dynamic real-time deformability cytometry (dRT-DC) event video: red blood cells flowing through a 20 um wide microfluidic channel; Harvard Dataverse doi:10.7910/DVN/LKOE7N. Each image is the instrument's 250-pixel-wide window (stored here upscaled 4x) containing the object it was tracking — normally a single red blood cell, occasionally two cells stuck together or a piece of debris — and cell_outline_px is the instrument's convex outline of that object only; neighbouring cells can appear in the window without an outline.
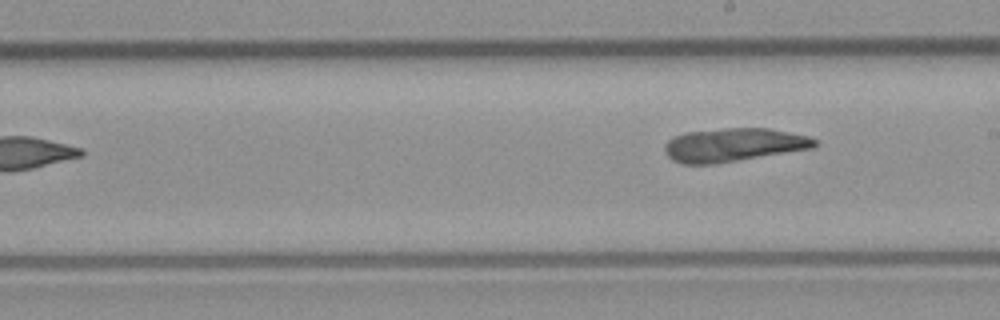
{"species": "common noctule bat (a hibernating species)", "species_latin": "Nyctalus noctula", "temperature_condition": "room temperature", "stored_images_in_passage": 8, "camera_frame_rate_fps": 3000, "um_per_image_px": 0.085, "animal": {"sex": "male", "body_mass_g": 23.1, "forearm_length_mm": 52.7}, "frame": {"image": 1, "passage_image": 8, "time_ms": 2.333, "image_size_px": [1000, 320], "cell_outline_px": [[816, 144], [812, 148], [716, 164], [680, 164], [672, 160], [664, 152], [664, 148], [668, 140], [672, 136], [684, 132], [724, 128], [768, 128], [808, 136], [816, 140]], "centroid_in_image_um": [62.28, 12.32], "position_along_channel_um": 226.7, "area_um2": 29.3}}